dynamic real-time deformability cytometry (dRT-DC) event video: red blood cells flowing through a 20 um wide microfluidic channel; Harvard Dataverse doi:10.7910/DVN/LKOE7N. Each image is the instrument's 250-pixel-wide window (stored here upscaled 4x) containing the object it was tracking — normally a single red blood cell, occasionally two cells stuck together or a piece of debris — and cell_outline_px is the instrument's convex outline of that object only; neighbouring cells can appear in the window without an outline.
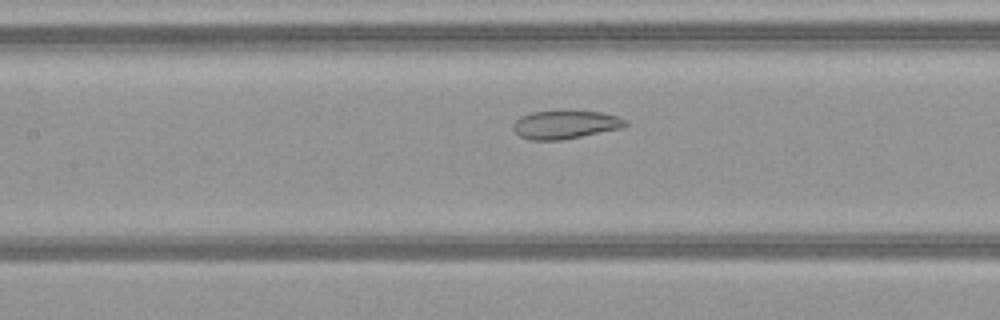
{"species": "common noctule bat (a hibernating species)", "species_latin": "Nyctalus noctula", "temperature_condition": "warm", "stored_images_in_passage": 46, "camera_frame_rate_fps": 3000, "um_per_image_px": 0.085, "animal": {"sex": "female", "body_mass_g": 21.9}, "frame": {"image": 1, "passage_image": 19, "time_ms": 6.0, "image_size_px": [1000, 320], "cell_outline_px": [[628, 124], [624, 128], [560, 140], [528, 140], [520, 136], [512, 128], [512, 124], [520, 116], [532, 112], [600, 112], [616, 116], [628, 120]], "centroid_in_image_um": [48.05, 10.61], "position_along_channel_um": 159.3, "area_um2": 18.32}}
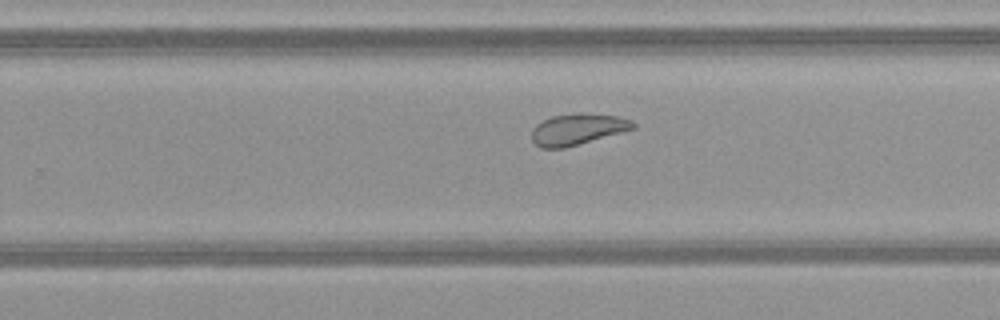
{"frame": {"image": 2, "passage_image": 28, "time_ms": 9.0, "image_size_px": [1000, 320], "cell_outline_px": [[636, 128], [564, 148], [540, 148], [532, 140], [532, 128], [536, 124], [552, 116], [616, 116], [632, 120], [636, 124]], "centroid_in_image_um": [49.06, 11.04], "position_along_channel_um": 280.7, "area_um2": 17.46}}
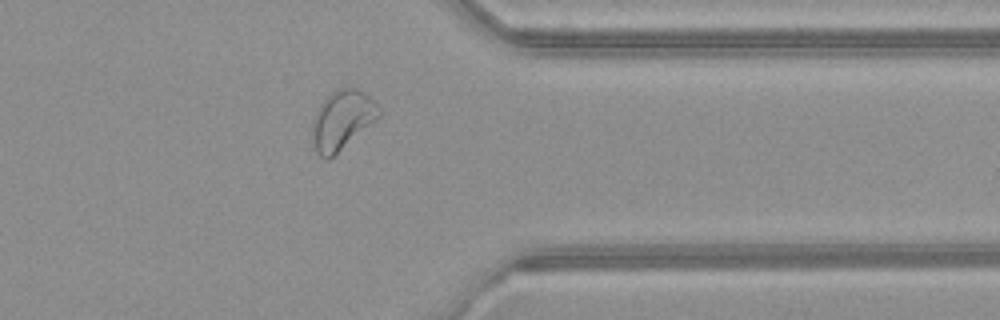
{"frame": {"image": 3, "passage_image": 36, "time_ms": 11.667, "image_size_px": [1000, 320], "cell_outline_px": [[380, 116], [376, 120], [328, 160], [324, 160], [316, 152], [312, 140], [312, 124], [316, 112], [320, 104], [332, 92], [340, 88], [356, 88], [364, 92], [376, 104], [380, 112]], "centroid_in_image_um": [29.05, 10.22], "position_along_channel_um": 382.3, "area_um2": 22.6}, "authors_computed_cell_mechanics": {"area_um2": 23.3512, "velocity_mm_per_s": 4.0647, "shape_relaxation_time_tau1_ms": null, "shape_relaxation_time_tau2_ms": 2.2168, "deformation_change_tau1": null, "deformation_change_tau2": 0.0832}}